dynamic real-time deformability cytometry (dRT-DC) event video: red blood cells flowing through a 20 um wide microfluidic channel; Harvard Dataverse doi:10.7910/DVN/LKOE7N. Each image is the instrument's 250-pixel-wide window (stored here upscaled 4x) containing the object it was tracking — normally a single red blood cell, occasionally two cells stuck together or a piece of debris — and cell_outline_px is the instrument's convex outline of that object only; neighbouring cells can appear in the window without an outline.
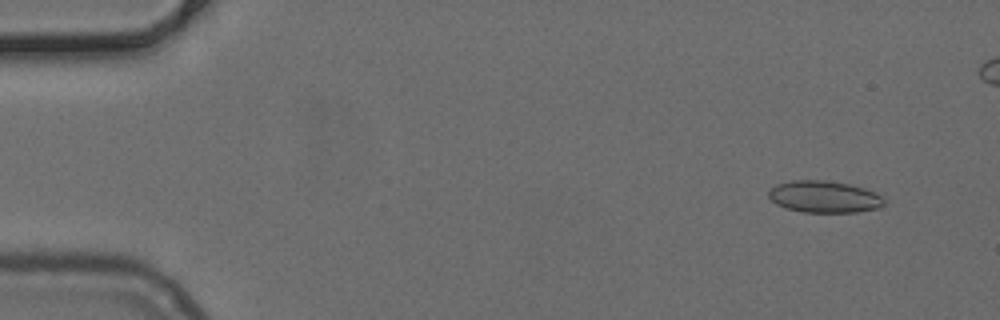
{"species": "common noctule bat (a hibernating species)", "species_latin": "Nyctalus noctula", "temperature_condition": "cold", "stored_images_in_passage": 45, "camera_frame_rate_fps": 3000, "um_per_image_px": 0.085, "animal": {"sex": "female", "body_mass_g": 24.6, "forearm_length_mm": 56.2}, "frame": {"image": 1, "passage_image": 1, "time_ms": 0.0, "image_size_px": [1000, 320], "cell_outline_px": [[884, 204], [880, 208], [856, 212], [804, 212], [784, 208], [776, 204], [768, 196], [768, 192], [776, 184], [792, 180], [828, 180], [848, 184], [864, 188], [880, 196], [884, 200]], "centroid_in_image_um": [70.03, 16.72], "position_along_channel_um": 15.0, "area_um2": 21.39}}
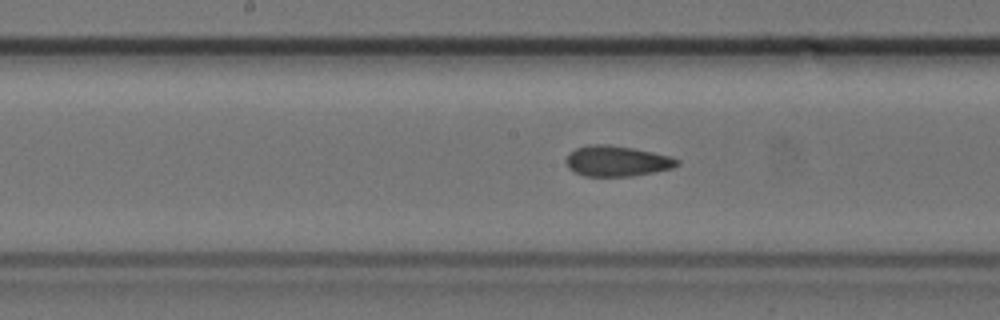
{"frame": {"image": 2, "passage_image": 23, "time_ms": 7.333, "image_size_px": [1000, 320], "cell_outline_px": [[680, 164], [672, 168], [632, 176], [584, 176], [568, 168], [564, 160], [568, 152], [576, 148], [588, 144], [608, 144], [632, 148], [672, 156], [680, 160]], "centroid_in_image_um": [52.41, 13.68], "position_along_channel_um": 195.8, "area_um2": 19.94}}
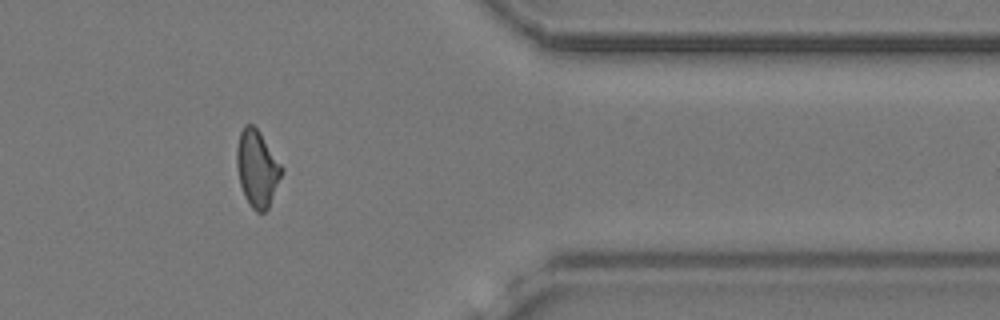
{"frame": {"image": 3, "passage_image": 39, "time_ms": 12.667, "image_size_px": [1000, 320], "cell_outline_px": [[284, 168], [268, 208], [264, 212], [256, 212], [248, 204], [244, 196], [240, 184], [236, 164], [236, 148], [240, 132], [244, 124], [252, 124], [260, 132]], "centroid_in_image_um": [21.84, 14.31], "position_along_channel_um": 389.6, "area_um2": 20.06}}